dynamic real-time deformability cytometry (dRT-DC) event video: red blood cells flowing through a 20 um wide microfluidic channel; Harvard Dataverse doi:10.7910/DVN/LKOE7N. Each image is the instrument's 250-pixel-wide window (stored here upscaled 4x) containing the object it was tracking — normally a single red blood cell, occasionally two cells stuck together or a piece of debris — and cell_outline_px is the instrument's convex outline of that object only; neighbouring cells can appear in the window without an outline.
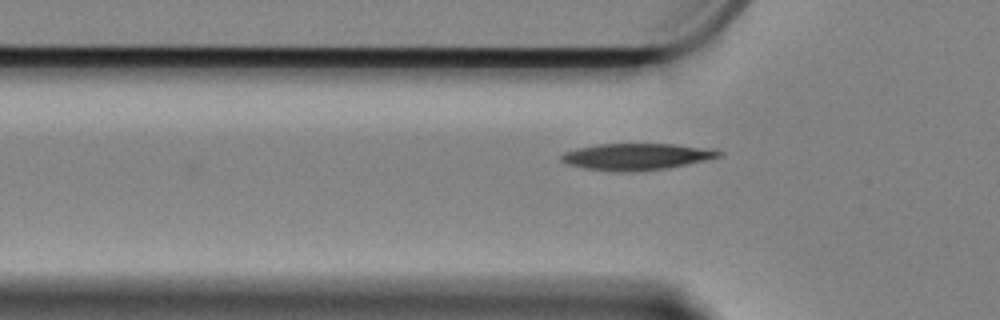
{"species": "Egyptian fruit bat (a non-hibernating species)", "species_latin": "Rousettus aegyptiacus", "temperature_condition": "cold", "stored_images_in_passage": 38, "camera_frame_rate_fps": 3000, "um_per_image_px": 0.085, "animal": {"sex": "female"}, "frame": {"image": 1, "passage_image": 7, "time_ms": 2.0, "image_size_px": [1000, 320], "cell_outline_px": [[724, 156], [668, 168], [624, 172], [616, 172], [584, 168], [568, 164], [560, 160], [560, 156], [564, 152], [576, 148], [596, 144], [676, 144], [716, 148], [724, 152]], "centroid_in_image_um": [54.16, 13.3], "position_along_channel_um": 71.6, "area_um2": 24.74}}
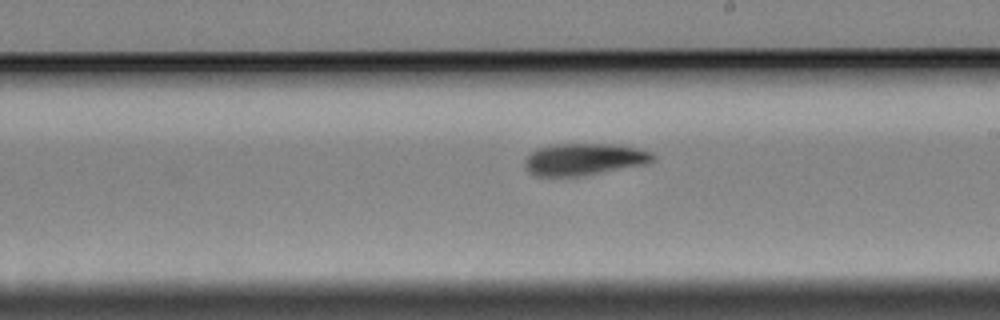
{"frame": {"image": 2, "passage_image": 22, "time_ms": 7.0, "image_size_px": [1000, 320], "cell_outline_px": [[656, 160], [648, 164], [584, 176], [536, 176], [528, 172], [524, 164], [524, 160], [536, 148], [552, 144], [620, 144], [652, 152], [656, 156]], "centroid_in_image_um": [49.69, 13.54], "position_along_channel_um": 239.3, "area_um2": 24.28}}
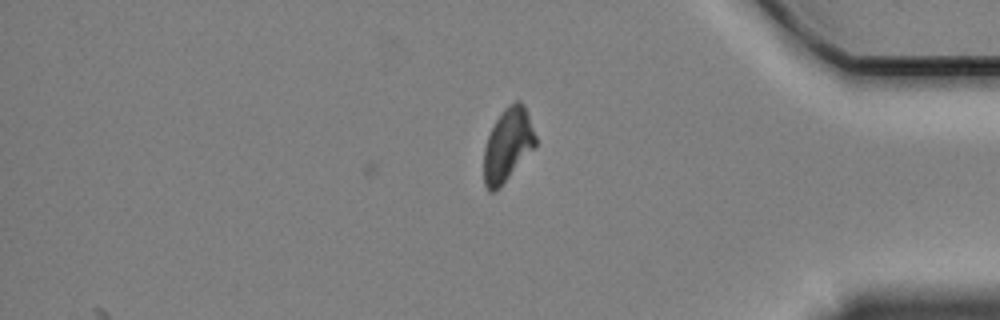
{"frame": {"image": 3, "passage_image": 38, "time_ms": 12.333, "image_size_px": [1000, 320], "cell_outline_px": [[536, 148], [492, 192], [488, 192], [484, 184], [484, 148], [488, 136], [500, 112], [508, 104], [516, 100], [520, 100], [524, 104], [536, 136]], "centroid_in_image_um": [43.17, 12.26], "position_along_channel_um": 392.0, "area_um2": 21.79}, "authors_computed_cell_mechanics": {"area_um2": 23.8136, "velocity_mm_per_s": 3.3393, "shape_relaxation_time_tau1_ms": 5.4056, "shape_relaxation_time_tau2_ms": 10.4903, "deformation_change_tau1": 0.1531, "deformation_change_tau2": 0.1068}}